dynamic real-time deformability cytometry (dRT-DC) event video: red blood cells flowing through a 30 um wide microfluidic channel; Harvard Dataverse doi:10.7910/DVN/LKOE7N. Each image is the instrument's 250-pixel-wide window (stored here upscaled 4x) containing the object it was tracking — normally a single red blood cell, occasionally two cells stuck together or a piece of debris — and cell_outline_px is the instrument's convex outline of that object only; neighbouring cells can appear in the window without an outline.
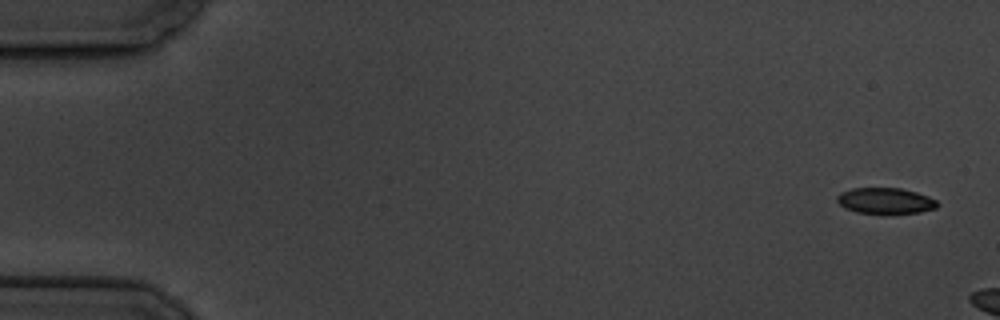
{"species": "common noctule bat (a hibernating species)", "species_latin": "Nyctalus noctula", "temperature_condition": "cold", "stored_images_in_passage": 3, "camera_frame_rate_fps": 3000, "um_per_image_px": 0.085, "animal": {"sex": "male", "body_mass_g": 19.5, "forearm_length_mm": 54.6}, "frame": {"image": 1, "passage_image": 1, "time_ms": 0.0, "image_size_px": [1000, 320], "cell_outline_px": [[940, 204], [936, 208], [920, 212], [884, 216], [856, 212], [844, 208], [836, 200], [836, 196], [840, 192], [852, 188], [900, 188], [916, 192], [928, 196], [936, 200]], "centroid_in_image_um": [75.25, 17.1], "position_along_channel_um": 9.8, "area_um2": 15.84}}